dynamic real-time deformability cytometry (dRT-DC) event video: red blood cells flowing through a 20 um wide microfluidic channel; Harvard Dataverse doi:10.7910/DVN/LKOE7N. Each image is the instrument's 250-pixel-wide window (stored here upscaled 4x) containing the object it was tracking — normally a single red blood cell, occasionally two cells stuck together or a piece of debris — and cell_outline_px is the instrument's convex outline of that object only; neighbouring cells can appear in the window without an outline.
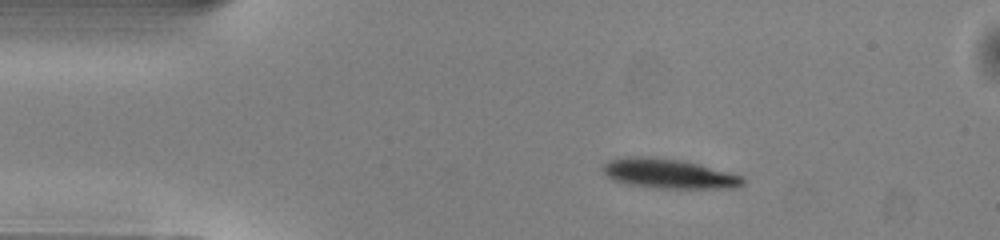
{"species": "common noctule bat (a hibernating species)", "species_latin": "Nyctalus noctula", "temperature_condition": "warm", "stored_images_in_passage": 43, "camera_frame_rate_fps": 3000, "um_per_image_px": 0.085, "animal": {"sex": "male", "body_mass_g": 13.0, "forearm_length_mm": 53.1}, "frame": {"image": 1, "passage_image": 1, "time_ms": 0.0, "image_size_px": [1000, 240], "cell_outline_px": [[744, 184], [740, 188], [656, 188], [628, 184], [612, 180], [600, 168], [608, 160], [624, 156], [644, 156], [684, 160], [700, 164], [744, 176]], "centroid_in_image_um": [56.85, 14.75], "position_along_channel_um": 28.1, "area_um2": 24.51}}
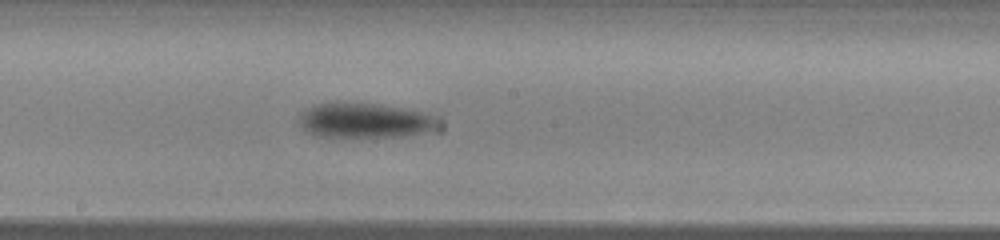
{"frame": {"image": 2, "passage_image": 19, "time_ms": 6.0, "image_size_px": [1000, 240], "cell_outline_px": [[432, 128], [424, 132], [400, 136], [316, 136], [308, 132], [296, 120], [300, 112], [316, 104], [332, 100], [336, 100], [376, 104], [424, 112], [432, 116]], "centroid_in_image_um": [30.79, 10.19], "position_along_channel_um": 217.4, "area_um2": 27.92}}
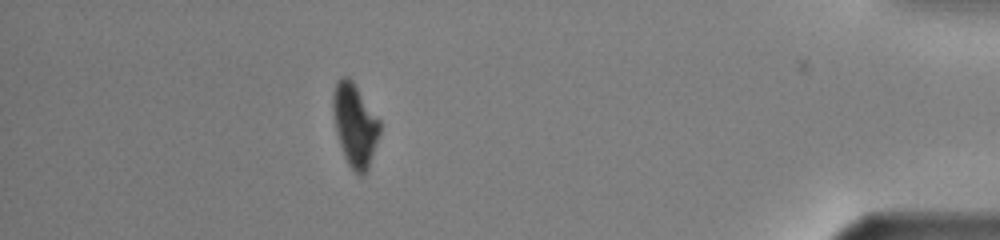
{"frame": {"image": 3, "passage_image": 37, "time_ms": 12.0, "image_size_px": [1000, 240], "cell_outline_px": [[380, 132], [368, 168], [364, 176], [360, 176], [348, 164], [344, 156], [336, 132], [332, 108], [332, 92], [336, 80], [340, 76], [348, 76], [352, 80], [380, 120]], "centroid_in_image_um": [30.14, 10.58], "position_along_channel_um": 405.1, "area_um2": 22.6}, "authors_computed_cell_mechanics": {"area_um2": 26.588, "velocity_mm_per_s": 4.042, "shape_relaxation_time_tau1_ms": 1.9839, "shape_relaxation_time_tau2_ms": null, "deformation_change_tau1": 0.1087, "deformation_change_tau2": null}}